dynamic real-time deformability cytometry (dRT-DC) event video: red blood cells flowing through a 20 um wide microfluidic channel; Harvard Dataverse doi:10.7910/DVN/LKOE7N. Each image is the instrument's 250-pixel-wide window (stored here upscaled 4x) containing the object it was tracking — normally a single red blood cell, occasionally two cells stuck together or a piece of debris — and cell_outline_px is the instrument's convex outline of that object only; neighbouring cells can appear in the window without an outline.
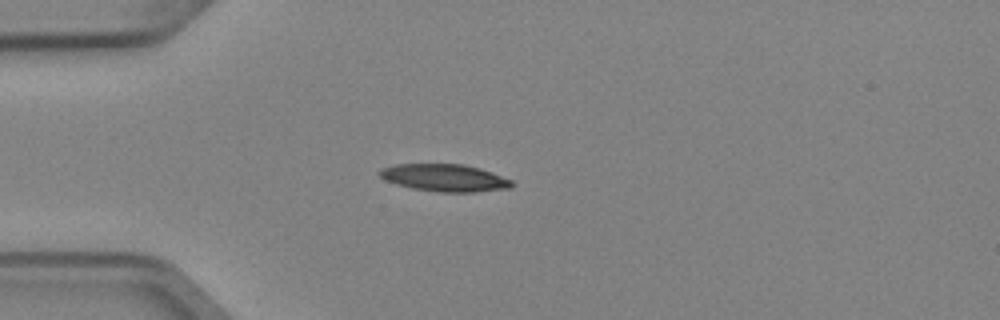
{"species": "Egyptian fruit bat (a non-hibernating species)", "species_latin": "Rousettus aegyptiacus", "temperature_condition": "cold", "stored_images_in_passage": 1, "camera_frame_rate_fps": 3000, "um_per_image_px": 0.085, "animal": {"sex": "female"}, "frame": {"image": 1, "passage_image": 1, "time_ms": 0.0, "image_size_px": [1000, 320], "cell_outline_px": [[516, 184], [512, 188], [476, 192], [440, 192], [412, 188], [396, 184], [380, 176], [376, 172], [384, 168], [396, 164], [464, 164], [480, 168], [492, 172], [512, 180]], "centroid_in_image_um": [37.86, 15.11], "position_along_channel_um": 47.1, "area_um2": 21.1}}